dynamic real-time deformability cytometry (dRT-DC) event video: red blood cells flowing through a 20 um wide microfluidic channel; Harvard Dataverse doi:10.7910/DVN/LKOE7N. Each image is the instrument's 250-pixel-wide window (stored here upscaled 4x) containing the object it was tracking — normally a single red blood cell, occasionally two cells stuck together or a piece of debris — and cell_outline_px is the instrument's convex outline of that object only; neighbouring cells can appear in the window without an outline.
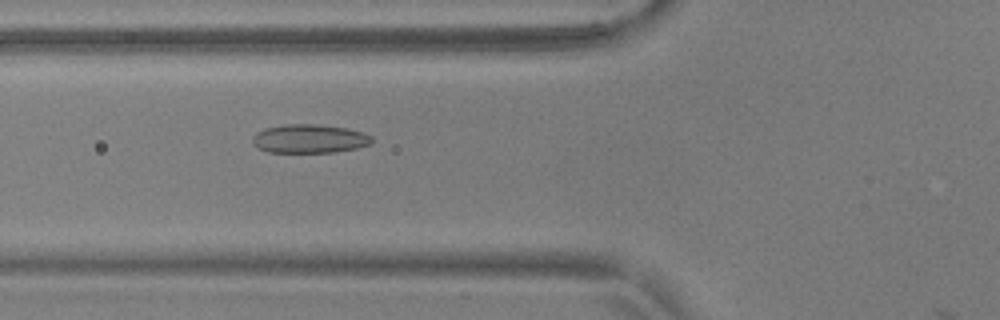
{"species": "common noctule bat (a hibernating species)", "species_latin": "Nyctalus noctula", "temperature_condition": "warm", "stored_images_in_passage": 22, "camera_frame_rate_fps": 3000, "um_per_image_px": 0.085, "animal": {"sex": "male", "body_mass_g": 17.9, "forearm_length_mm": 54.2}, "frame": {"image": 1, "passage_image": 21, "time_ms": 6.667, "image_size_px": [1000, 320], "cell_outline_px": [[372, 144], [356, 148], [332, 152], [268, 152], [252, 144], [252, 136], [256, 132], [264, 128], [284, 124], [316, 124], [348, 128], [364, 132], [372, 136]], "centroid_in_image_um": [26.3, 11.78], "position_along_channel_um": 99.5, "area_um2": 20.11}}